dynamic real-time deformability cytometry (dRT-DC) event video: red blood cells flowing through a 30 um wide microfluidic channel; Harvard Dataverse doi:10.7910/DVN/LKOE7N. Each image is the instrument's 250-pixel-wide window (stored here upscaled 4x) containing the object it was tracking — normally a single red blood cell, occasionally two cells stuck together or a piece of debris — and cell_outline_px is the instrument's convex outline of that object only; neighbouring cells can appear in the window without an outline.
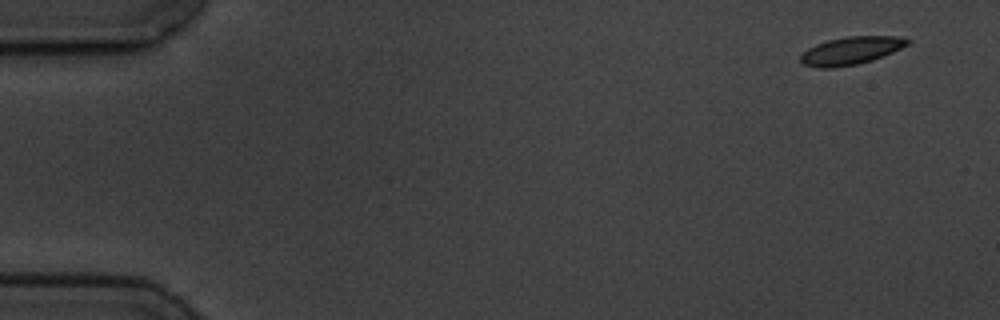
{"species": "common noctule bat (a hibernating species)", "species_latin": "Nyctalus noctula", "temperature_condition": "cold", "stored_images_in_passage": 5, "camera_frame_rate_fps": 3000, "um_per_image_px": 0.085, "animal": {"sex": "male", "body_mass_g": 19.5, "forearm_length_mm": 54.6}, "frame": {"image": 1, "passage_image": 1, "time_ms": 0.0, "image_size_px": [1000, 320], "cell_outline_px": [[908, 44], [892, 52], [872, 60], [856, 64], [832, 68], [816, 68], [804, 64], [800, 60], [800, 56], [808, 48], [816, 44], [828, 40], [848, 36], [892, 36], [908, 40]], "centroid_in_image_um": [72.27, 4.31], "position_along_channel_um": 12.7, "area_um2": 16.99}}
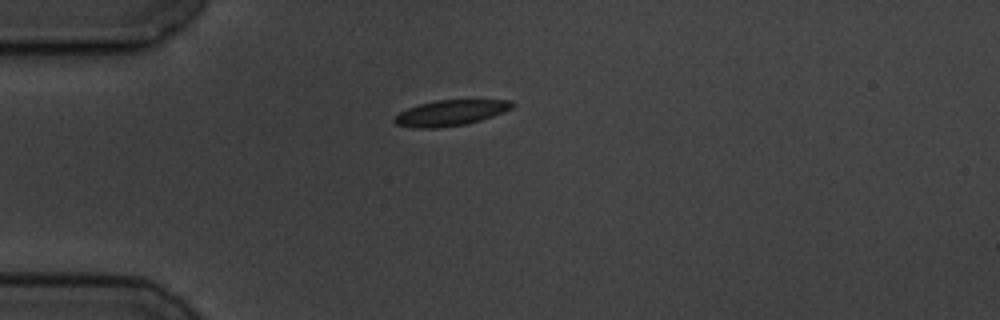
{"frame": {"image": 2, "passage_image": 4, "time_ms": 4.0, "image_size_px": [1000, 320], "cell_outline_px": [[516, 104], [512, 108], [504, 112], [480, 120], [464, 124], [436, 128], [416, 128], [396, 124], [392, 120], [400, 112], [408, 108], [420, 104], [436, 100], [512, 100]], "centroid_in_image_um": [38.31, 9.58], "position_along_channel_um": 46.7, "area_um2": 17.46}}